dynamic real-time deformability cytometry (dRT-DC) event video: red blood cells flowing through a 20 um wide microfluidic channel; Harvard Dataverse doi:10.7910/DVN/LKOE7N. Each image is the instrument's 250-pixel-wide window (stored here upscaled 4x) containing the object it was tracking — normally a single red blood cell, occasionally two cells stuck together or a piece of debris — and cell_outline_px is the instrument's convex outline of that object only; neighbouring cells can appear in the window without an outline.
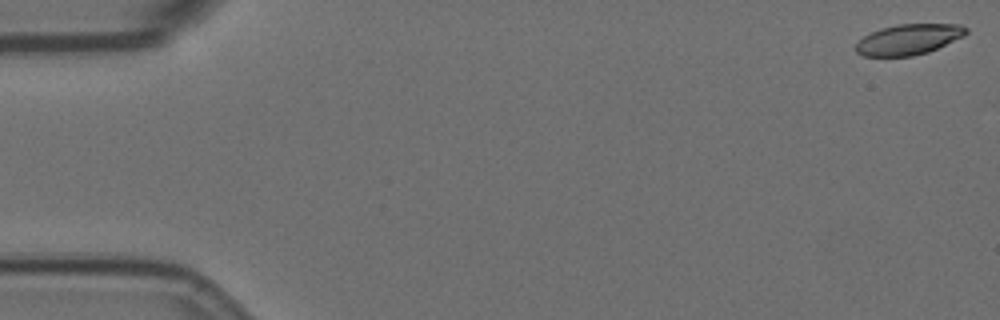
{"species": "Egyptian fruit bat (a non-hibernating species)", "species_latin": "Rousettus aegyptiacus", "temperature_condition": "room temperature", "stored_images_in_passage": 57, "camera_frame_rate_fps": 3000, "um_per_image_px": 0.085, "animal": {"sex": "female"}, "frame": {"image": 1, "passage_image": 1, "time_ms": 0.0, "image_size_px": [1000, 320], "cell_outline_px": [[968, 32], [964, 36], [928, 52], [912, 56], [864, 56], [856, 52], [856, 44], [864, 36], [880, 28], [900, 24], [960, 24], [968, 28]], "centroid_in_image_um": [77.25, 3.34], "position_along_channel_um": 7.7, "area_um2": 19.54}}
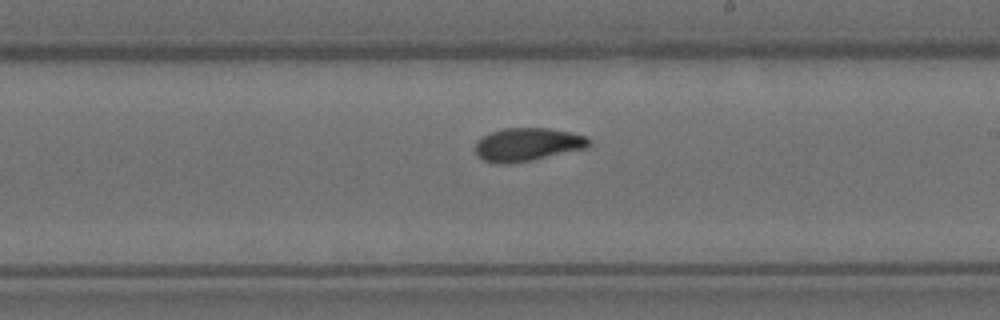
{"frame": {"image": 2, "passage_image": 33, "time_ms": 10.667, "image_size_px": [1000, 320], "cell_outline_px": [[592, 144], [588, 148], [532, 160], [508, 164], [496, 164], [484, 160], [476, 156], [476, 140], [492, 132], [504, 128], [548, 128], [572, 132], [584, 136], [592, 140]], "centroid_in_image_um": [44.86, 12.29], "position_along_channel_um": 244.1, "area_um2": 22.2}}
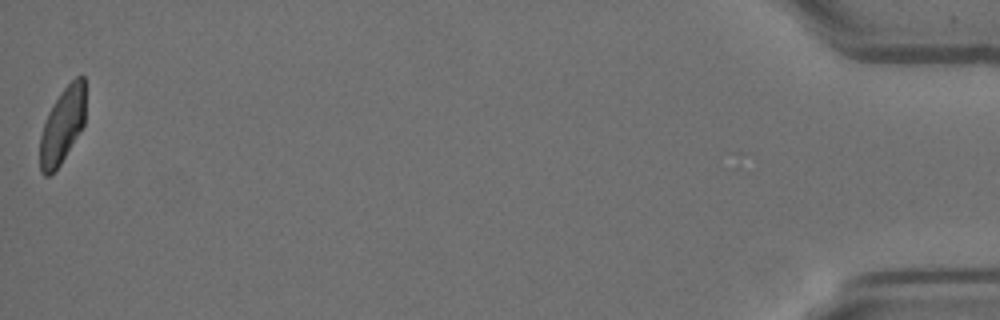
{"frame": {"image": 3, "passage_image": 57, "time_ms": 18.667, "image_size_px": [1000, 320], "cell_outline_px": [[84, 124], [80, 132], [60, 164], [52, 176], [44, 176], [40, 172], [40, 136], [48, 112], [52, 104], [60, 92], [76, 76], [84, 76]], "centroid_in_image_um": [5.28, 10.7], "position_along_channel_um": 429.9, "area_um2": 20.06}, "authors_computed_cell_mechanics": {"area_um2": 21.4438, "velocity_mm_per_s": 3.5567, "shape_relaxation_time_tau1_ms": 7.9624, "shape_relaxation_time_tau2_ms": 3.3982, "deformation_change_tau1": 0.1924, "deformation_change_tau2": 0.0776}}